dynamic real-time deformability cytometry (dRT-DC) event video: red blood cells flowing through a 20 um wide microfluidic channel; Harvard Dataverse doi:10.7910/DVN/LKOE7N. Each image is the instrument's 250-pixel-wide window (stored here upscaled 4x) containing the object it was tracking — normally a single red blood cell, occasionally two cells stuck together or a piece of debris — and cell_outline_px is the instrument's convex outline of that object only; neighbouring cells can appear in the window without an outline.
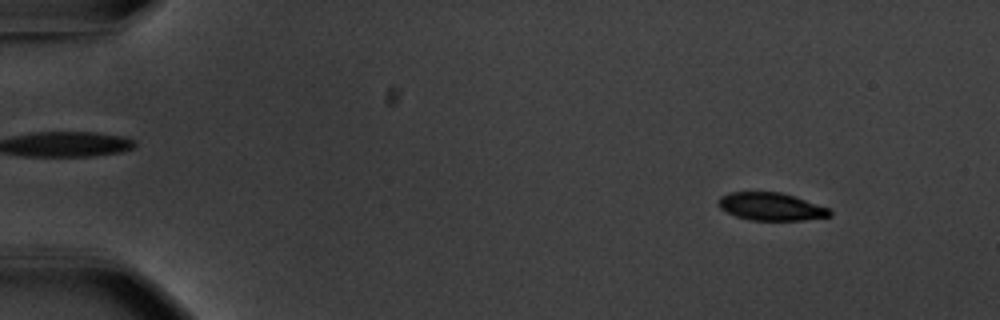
{"species": "common noctule bat (a hibernating species)", "species_latin": "Nyctalus noctula", "temperature_condition": "warm", "stored_images_in_passage": 55, "camera_frame_rate_fps": 3000, "um_per_image_px": 0.085, "animal": {"sex": "male", "body_mass_g": 20.1, "forearm_length_mm": 53.5}, "frame": {"image": 1, "passage_image": 6, "time_ms": 1.667, "image_size_px": [1000, 320], "cell_outline_px": [[832, 216], [804, 220], [752, 220], [736, 216], [720, 208], [716, 200], [720, 196], [732, 192], [780, 192], [828, 208], [832, 212]], "centroid_in_image_um": [65.51, 17.56], "position_along_channel_um": 19.5, "area_um2": 17.8}}
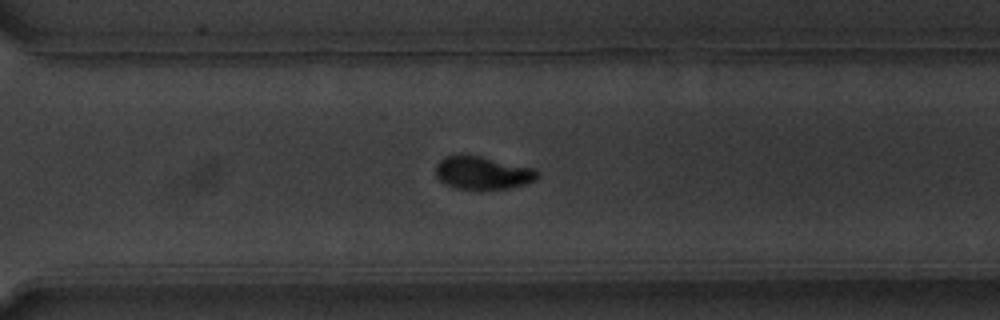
{"frame": {"image": 2, "passage_image": 40, "time_ms": 13.0, "image_size_px": [1000, 320], "cell_outline_px": [[540, 176], [536, 180], [524, 184], [508, 188], [456, 188], [444, 184], [436, 176], [436, 164], [444, 156], [480, 156], [536, 168], [540, 172]], "centroid_in_image_um": [41.06, 14.68], "position_along_channel_um": 329.5, "area_um2": 19.31}}
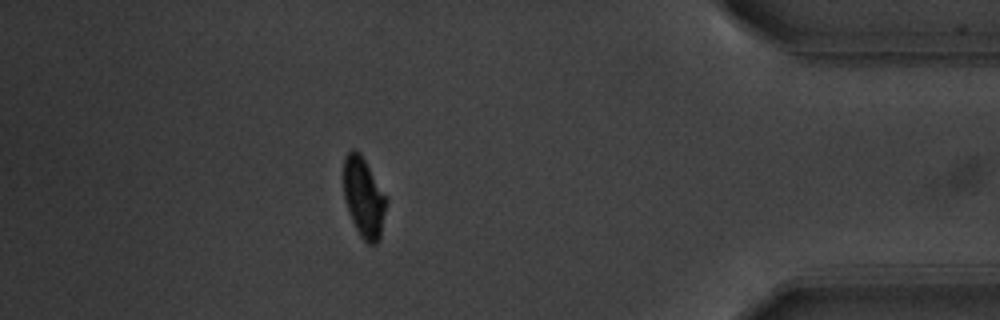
{"frame": {"image": 3, "passage_image": 49, "time_ms": 16.0, "image_size_px": [1000, 320], "cell_outline_px": [[388, 200], [380, 240], [376, 244], [368, 244], [360, 236], [352, 220], [344, 196], [344, 156], [352, 148], [356, 148], [360, 152]], "centroid_in_image_um": [30.93, 16.79], "position_along_channel_um": 404.3, "area_um2": 19.88}, "authors_computed_cell_mechanics": {"area_um2": 20.23, "velocity_mm_per_s": 3.699, "shape_relaxation_time_tau1_ms": 2.1345, "shape_relaxation_time_tau2_ms": 2.7475, "deformation_change_tau1": 0.1555, "deformation_change_tau2": 0.0481}}